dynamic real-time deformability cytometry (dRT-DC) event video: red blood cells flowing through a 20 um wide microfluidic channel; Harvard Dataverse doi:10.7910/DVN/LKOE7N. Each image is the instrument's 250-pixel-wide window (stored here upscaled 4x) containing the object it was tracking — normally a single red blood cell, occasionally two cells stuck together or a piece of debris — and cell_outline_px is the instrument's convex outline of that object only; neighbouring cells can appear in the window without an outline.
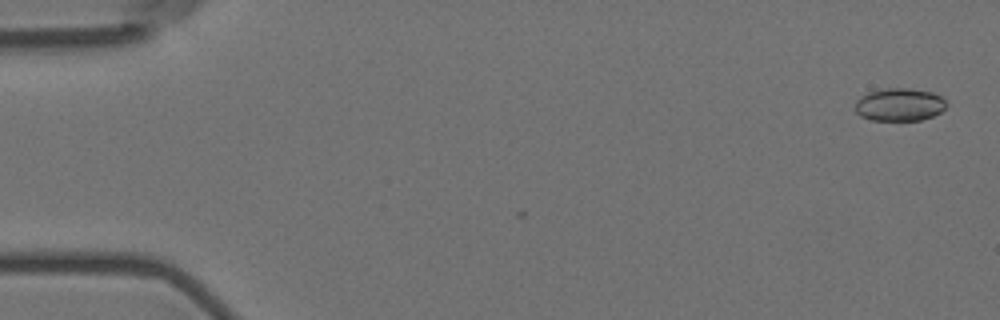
{"species": "Egyptian fruit bat (a non-hibernating species)", "species_latin": "Rousettus aegyptiacus", "temperature_condition": "room temperature", "stored_images_in_passage": 3, "camera_frame_rate_fps": 3000, "um_per_image_px": 0.085, "animal": {"sex": "female"}, "frame": {"image": 1, "passage_image": 3, "time_ms": 0.667, "image_size_px": [1000, 320], "cell_outline_px": [[948, 104], [940, 112], [932, 116], [920, 120], [872, 120], [860, 116], [852, 108], [856, 100], [860, 96], [868, 92], [888, 88], [908, 88], [932, 92], [940, 96]], "centroid_in_image_um": [76.4, 8.89], "position_along_channel_um": 8.6, "area_um2": 17.57}}